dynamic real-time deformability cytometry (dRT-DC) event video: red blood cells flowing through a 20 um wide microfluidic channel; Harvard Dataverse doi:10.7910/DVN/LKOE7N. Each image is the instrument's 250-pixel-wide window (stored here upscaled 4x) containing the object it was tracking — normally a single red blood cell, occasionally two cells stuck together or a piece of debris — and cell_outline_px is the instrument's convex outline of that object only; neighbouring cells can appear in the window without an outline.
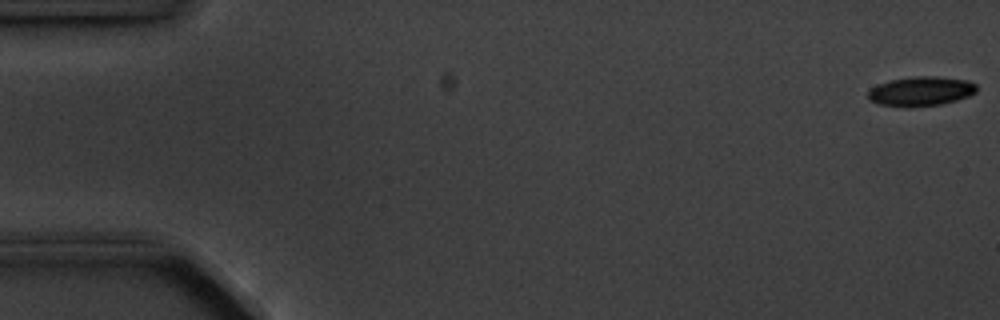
{"species": "common noctule bat (a hibernating species)", "species_latin": "Nyctalus noctula", "temperature_condition": "cold", "stored_images_in_passage": 5, "camera_frame_rate_fps": 3000, "um_per_image_px": 0.085, "animal": {"sex": "male", "body_mass_g": 20.1, "forearm_length_mm": 53.5}, "frame": {"image": 1, "passage_image": 1, "time_ms": 0.0, "image_size_px": [1000, 320], "cell_outline_px": [[976, 92], [968, 96], [956, 100], [940, 104], [912, 108], [904, 108], [880, 104], [868, 100], [868, 92], [876, 84], [888, 80], [916, 76], [936, 76], [968, 80], [976, 84]], "centroid_in_image_um": [78.24, 7.76], "position_along_channel_um": 6.8, "area_um2": 18.9}}